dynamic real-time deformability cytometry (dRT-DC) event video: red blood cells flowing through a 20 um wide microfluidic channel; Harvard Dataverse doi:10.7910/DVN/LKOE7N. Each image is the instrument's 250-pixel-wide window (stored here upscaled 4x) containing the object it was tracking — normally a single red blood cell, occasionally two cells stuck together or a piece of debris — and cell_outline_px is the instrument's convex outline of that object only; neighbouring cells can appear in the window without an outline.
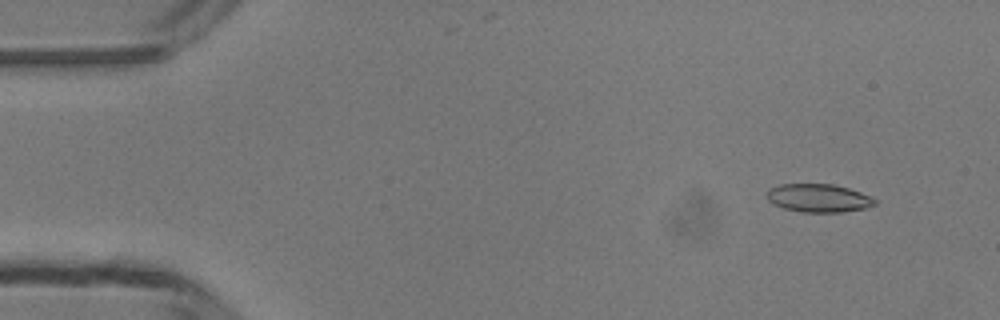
{"species": "common noctule bat (a hibernating species)", "species_latin": "Nyctalus noctula", "temperature_condition": "room temperature", "stored_images_in_passage": 48, "camera_frame_rate_fps": 3000, "um_per_image_px": 0.085, "animal": {"sex": "male", "body_mass_g": 13.3}, "frame": {"image": 1, "passage_image": 4, "time_ms": 1.0, "image_size_px": [1000, 320], "cell_outline_px": [[876, 204], [864, 208], [840, 212], [800, 212], [784, 208], [772, 204], [768, 200], [768, 188], [780, 184], [832, 184], [848, 188], [860, 192], [876, 200]], "centroid_in_image_um": [69.54, 16.83], "position_along_channel_um": 15.5, "area_um2": 17.63}}
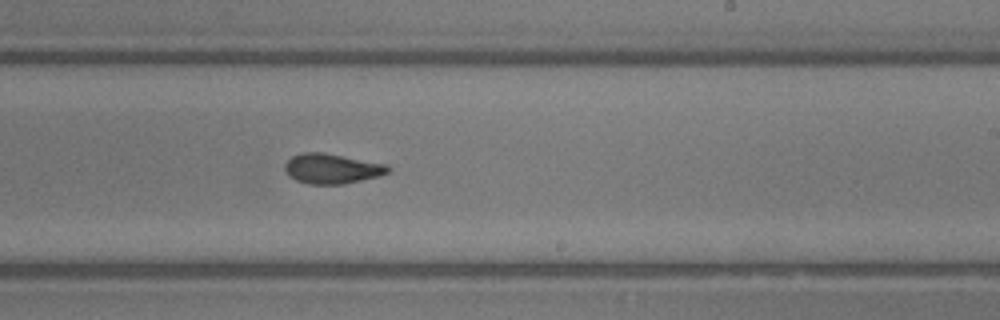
{"frame": {"image": 2, "passage_image": 29, "time_ms": 9.333, "image_size_px": [1000, 320], "cell_outline_px": [[392, 168], [388, 172], [380, 176], [344, 184], [308, 184], [296, 180], [288, 176], [284, 168], [284, 164], [292, 156], [304, 152], [324, 152], [388, 164]], "centroid_in_image_um": [28.23, 14.33], "position_along_channel_um": 260.8, "area_um2": 18.26}}
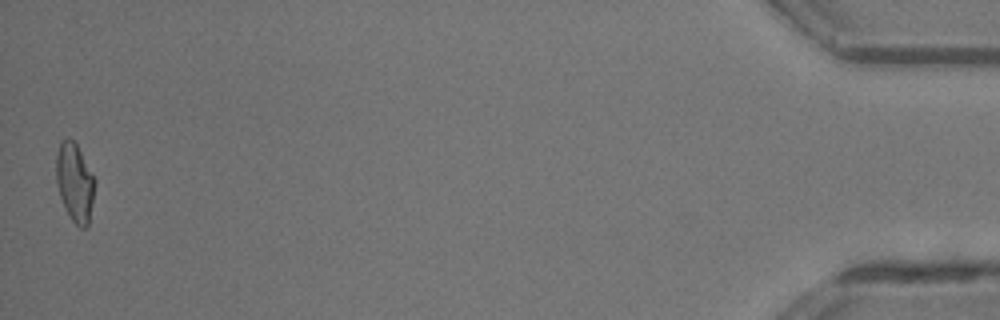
{"frame": {"image": 3, "passage_image": 48, "time_ms": 15.667, "image_size_px": [1000, 320], "cell_outline_px": [[96, 180], [88, 224], [84, 228], [80, 228], [72, 220], [60, 196], [56, 180], [56, 152], [60, 140], [68, 136], [76, 144]], "centroid_in_image_um": [6.34, 15.45], "position_along_channel_um": 428.9, "area_um2": 17.51}, "authors_computed_cell_mechanics": {"area_um2": 17.9758, "velocity_mm_per_s": 4.2214, "shape_relaxation_time_tau1_ms": 6.7903, "shape_relaxation_time_tau2_ms": 1.4929, "deformation_change_tau1": 0.1898, "deformation_change_tau2": 0.0775}}